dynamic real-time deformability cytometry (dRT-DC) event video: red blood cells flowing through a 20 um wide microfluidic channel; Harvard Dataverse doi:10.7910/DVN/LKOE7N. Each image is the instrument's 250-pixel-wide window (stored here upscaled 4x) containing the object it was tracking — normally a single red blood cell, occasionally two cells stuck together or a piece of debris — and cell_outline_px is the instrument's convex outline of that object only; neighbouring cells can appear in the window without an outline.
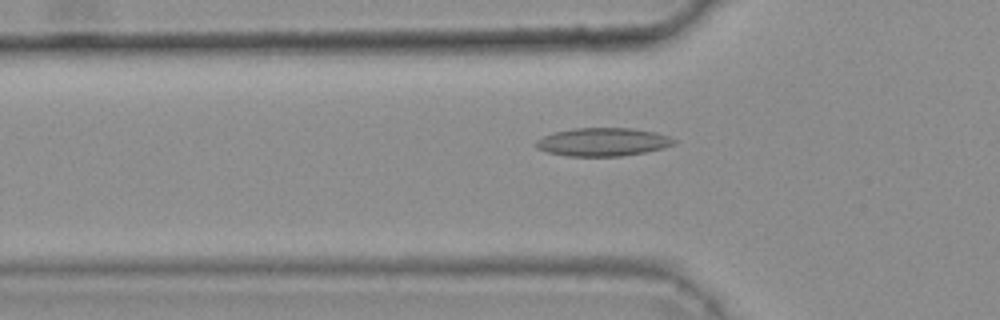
{"species": "common noctule bat (a hibernating species)", "species_latin": "Nyctalus noctula", "temperature_condition": "warm", "stored_images_in_passage": 47, "camera_frame_rate_fps": 3000, "um_per_image_px": 0.085, "animal": {"sex": "female", "body_mass_g": 25.1}, "frame": {"image": 1, "passage_image": 17, "time_ms": 5.333, "image_size_px": [1000, 320], "cell_outline_px": [[676, 144], [644, 152], [620, 156], [568, 156], [548, 152], [536, 148], [532, 144], [536, 140], [552, 132], [572, 128], [632, 128], [656, 132], [668, 136], [676, 140]], "centroid_in_image_um": [51.19, 12.06], "position_along_channel_um": 74.6, "area_um2": 22.77}}
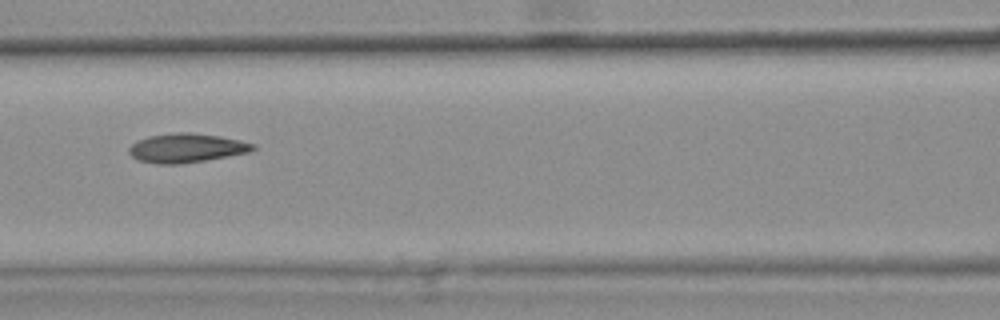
{"frame": {"image": 2, "passage_image": 23, "time_ms": 7.333, "image_size_px": [1000, 320], "cell_outline_px": [[256, 148], [252, 152], [180, 164], [156, 164], [136, 160], [128, 152], [128, 148], [136, 140], [148, 136], [176, 132], [192, 132], [220, 136], [240, 140], [256, 144]], "centroid_in_image_um": [15.84, 12.57], "position_along_channel_um": 150.8, "area_um2": 21.27}}
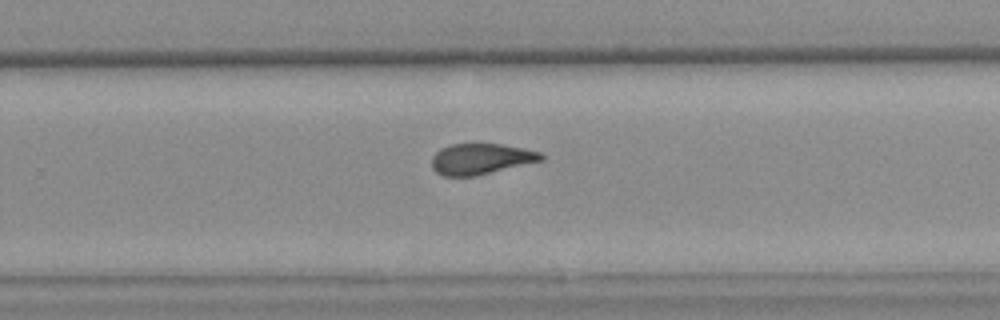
{"frame": {"image": 3, "passage_image": 34, "time_ms": 11.0, "image_size_px": [1000, 320], "cell_outline_px": [[544, 160], [472, 176], [444, 176], [436, 172], [432, 168], [432, 156], [440, 148], [452, 144], [500, 144], [540, 152], [544, 156]], "centroid_in_image_um": [40.84, 13.5], "position_along_channel_um": 289.0, "area_um2": 19.36}, "authors_computed_cell_mechanics": {"area_um2": 20.808, "velocity_mm_per_s": 3.7813, "shape_relaxation_time_tau1_ms": null, "shape_relaxation_time_tau2_ms": 2.8868, "deformation_change_tau1": null, "deformation_change_tau2": 0.1102}}